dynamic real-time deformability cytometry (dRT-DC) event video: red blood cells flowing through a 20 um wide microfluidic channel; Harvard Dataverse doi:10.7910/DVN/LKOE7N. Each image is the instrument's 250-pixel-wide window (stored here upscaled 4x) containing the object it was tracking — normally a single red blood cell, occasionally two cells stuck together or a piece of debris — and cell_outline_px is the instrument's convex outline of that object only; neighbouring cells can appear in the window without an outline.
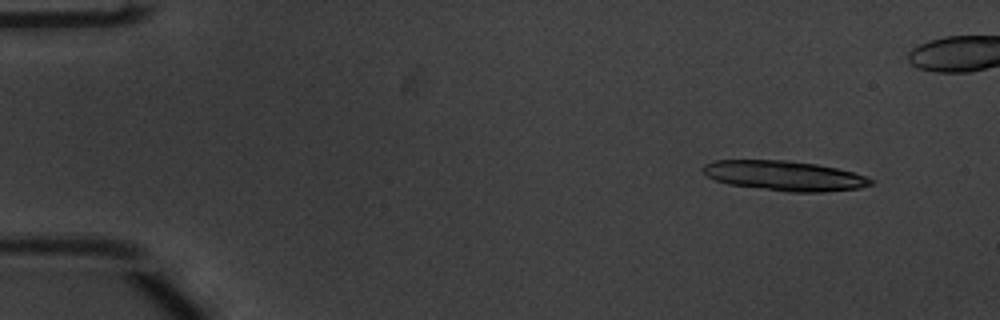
{"species": "common noctule bat (a hibernating species)", "species_latin": "Nyctalus noctula", "temperature_condition": "warm", "stored_images_in_passage": 18, "camera_frame_rate_fps": 3000, "um_per_image_px": 0.085, "animal": {"sex": "male", "body_mass_g": 20.1, "forearm_length_mm": 53.5}, "frame": {"image": 1, "passage_image": 3, "time_ms": 0.667, "image_size_px": [1000, 320], "cell_outline_px": [[872, 184], [860, 188], [824, 192], [788, 192], [728, 184], [716, 180], [708, 176], [700, 168], [704, 164], [716, 160], [788, 160], [816, 164], [836, 168], [852, 172], [864, 176], [872, 180]], "centroid_in_image_um": [66.65, 14.94], "position_along_channel_um": 18.3, "area_um2": 29.13}}